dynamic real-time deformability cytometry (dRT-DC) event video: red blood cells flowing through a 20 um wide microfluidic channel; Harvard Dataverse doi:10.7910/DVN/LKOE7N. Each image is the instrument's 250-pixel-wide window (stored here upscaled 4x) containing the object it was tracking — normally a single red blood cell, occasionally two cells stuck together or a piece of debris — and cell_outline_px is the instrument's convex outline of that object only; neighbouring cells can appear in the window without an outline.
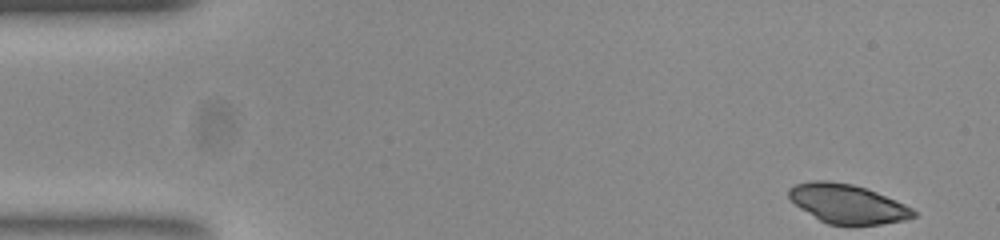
{"species": "common noctule bat (a hibernating species)", "species_latin": "Nyctalus noctula", "temperature_condition": "room temperature", "stored_images_in_passage": 52, "camera_frame_rate_fps": 3000, "um_per_image_px": 0.085, "animal": {"sex": "female", "body_mass_g": 23.0, "forearm_length_mm": 53.4}, "frame": {"image": 1, "passage_image": 1, "time_ms": 0.0, "image_size_px": [1000, 240], "cell_outline_px": [[916, 216], [904, 220], [880, 224], [828, 224], [820, 220], [800, 208], [788, 196], [788, 188], [796, 184], [812, 180], [828, 180], [852, 184], [876, 192], [896, 200], [912, 208], [916, 212]], "centroid_in_image_um": [72.02, 17.31], "position_along_channel_um": 13.0, "area_um2": 28.09}}